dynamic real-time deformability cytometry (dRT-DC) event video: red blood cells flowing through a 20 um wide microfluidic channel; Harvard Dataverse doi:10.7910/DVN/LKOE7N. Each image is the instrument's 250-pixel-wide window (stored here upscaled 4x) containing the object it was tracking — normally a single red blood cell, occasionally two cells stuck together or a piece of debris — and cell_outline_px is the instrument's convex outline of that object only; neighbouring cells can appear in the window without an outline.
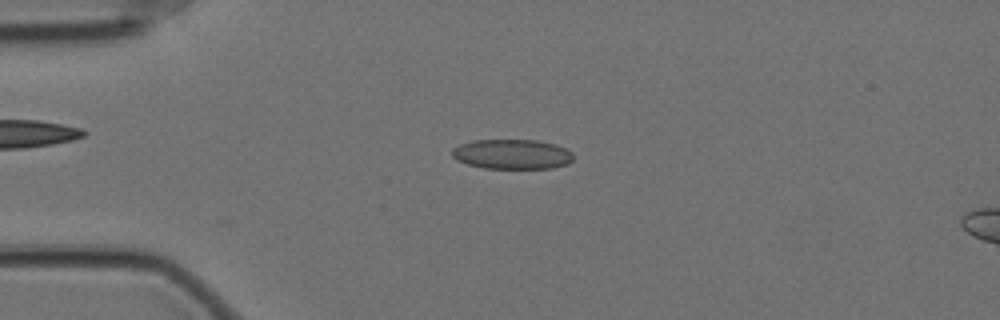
{"species": "Egyptian fruit bat (a non-hibernating species)", "species_latin": "Rousettus aegyptiacus", "temperature_condition": "cold", "stored_images_in_passage": 57, "camera_frame_rate_fps": 3000, "um_per_image_px": 0.085, "animal": {"sex": "female"}, "frame": {"image": 1, "passage_image": 13, "time_ms": 4.0, "image_size_px": [1000, 320], "cell_outline_px": [[572, 160], [568, 164], [552, 168], [484, 168], [468, 164], [456, 160], [452, 156], [452, 148], [460, 144], [472, 140], [536, 140], [556, 144], [572, 152]], "centroid_in_image_um": [43.51, 13.1], "position_along_channel_um": 41.5, "area_um2": 21.1}}
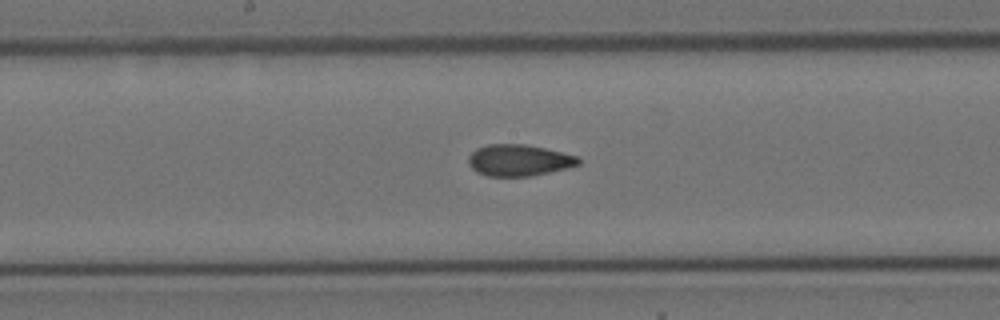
{"frame": {"image": 2, "passage_image": 29, "time_ms": 9.333, "image_size_px": [1000, 320], "cell_outline_px": [[580, 164], [568, 168], [532, 176], [488, 176], [476, 172], [468, 164], [468, 156], [476, 148], [488, 144], [524, 144], [544, 148], [576, 156], [580, 160]], "centroid_in_image_um": [44.08, 13.63], "position_along_channel_um": 204.1, "area_um2": 20.17}}
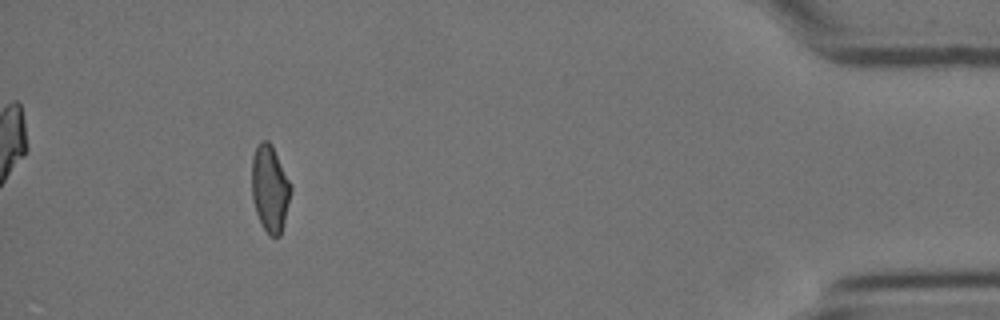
{"frame": {"image": 3, "passage_image": 52, "time_ms": 17.0, "image_size_px": [1000, 320], "cell_outline_px": [[292, 188], [280, 236], [268, 236], [256, 212], [252, 200], [252, 156], [256, 144], [260, 140], [268, 140], [272, 144]], "centroid_in_image_um": [22.92, 15.98], "position_along_channel_um": 412.3, "area_um2": 19.59}, "authors_computed_cell_mechanics": {"area_um2": 20.4034, "velocity_mm_per_s": 3.5043, "shape_relaxation_time_tau1_ms": null, "shape_relaxation_time_tau2_ms": 1.9979, "deformation_change_tau1": null, "deformation_change_tau2": 0.0872}}